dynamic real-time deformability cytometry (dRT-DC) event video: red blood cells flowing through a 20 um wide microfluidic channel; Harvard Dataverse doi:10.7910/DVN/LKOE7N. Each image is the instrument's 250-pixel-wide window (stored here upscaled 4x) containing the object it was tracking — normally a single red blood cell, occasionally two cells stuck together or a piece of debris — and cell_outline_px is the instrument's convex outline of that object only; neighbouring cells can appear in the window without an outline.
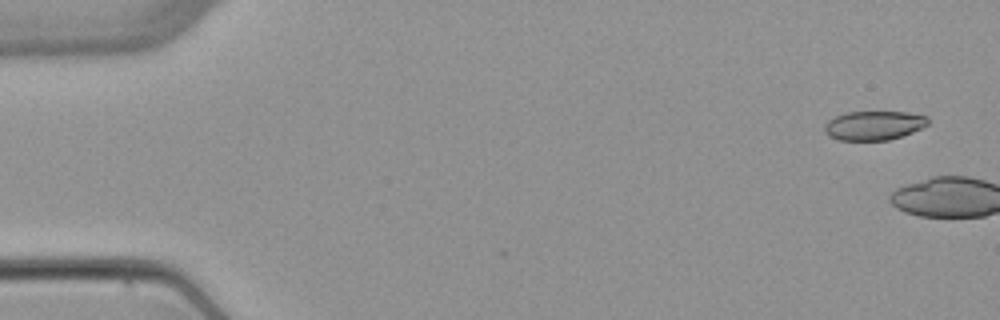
{"species": "common noctule bat (a hibernating species)", "species_latin": "Nyctalus noctula", "temperature_condition": "warm", "stored_images_in_passage": 5, "camera_frame_rate_fps": 3000, "um_per_image_px": 0.085, "animal": {"sex": "female", "body_mass_g": 22.7, "forearm_length_mm": 54.2}, "frame": {"image": 1, "passage_image": 1, "time_ms": 0.0, "image_size_px": [1000, 320], "cell_outline_px": [[928, 124], [912, 132], [888, 140], [840, 140], [828, 136], [824, 132], [824, 124], [828, 120], [836, 116], [848, 112], [908, 112], [928, 116]], "centroid_in_image_um": [74.25, 10.66], "position_along_channel_um": 10.7, "area_um2": 17.51}}